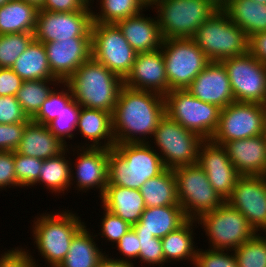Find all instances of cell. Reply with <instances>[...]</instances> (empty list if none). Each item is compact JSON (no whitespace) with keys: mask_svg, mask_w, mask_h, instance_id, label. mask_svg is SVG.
I'll list each match as a JSON object with an SVG mask.
<instances>
[{"mask_svg":"<svg viewBox=\"0 0 266 267\" xmlns=\"http://www.w3.org/2000/svg\"><path fill=\"white\" fill-rule=\"evenodd\" d=\"M151 7L156 9L163 39L193 38L218 10L207 0H158Z\"/></svg>","mask_w":266,"mask_h":267,"instance_id":"6","label":"cell"},{"mask_svg":"<svg viewBox=\"0 0 266 267\" xmlns=\"http://www.w3.org/2000/svg\"><path fill=\"white\" fill-rule=\"evenodd\" d=\"M109 254H104L100 261L98 262L97 267H135L134 263L118 260V258H112L108 256Z\"/></svg>","mask_w":266,"mask_h":267,"instance_id":"53","label":"cell"},{"mask_svg":"<svg viewBox=\"0 0 266 267\" xmlns=\"http://www.w3.org/2000/svg\"><path fill=\"white\" fill-rule=\"evenodd\" d=\"M11 69L23 80L56 79L50 69L45 46L33 40Z\"/></svg>","mask_w":266,"mask_h":267,"instance_id":"32","label":"cell"},{"mask_svg":"<svg viewBox=\"0 0 266 267\" xmlns=\"http://www.w3.org/2000/svg\"><path fill=\"white\" fill-rule=\"evenodd\" d=\"M76 131L80 132L81 137L85 138L83 140H86V143H84L83 146H73L75 148L91 147L112 149L116 144L113 134L112 113L107 111L81 106ZM87 141L91 143L89 142V144H87Z\"/></svg>","mask_w":266,"mask_h":267,"instance_id":"23","label":"cell"},{"mask_svg":"<svg viewBox=\"0 0 266 267\" xmlns=\"http://www.w3.org/2000/svg\"><path fill=\"white\" fill-rule=\"evenodd\" d=\"M202 225L212 249L234 251L257 232L246 217L226 201L213 211L206 212L197 219Z\"/></svg>","mask_w":266,"mask_h":267,"instance_id":"8","label":"cell"},{"mask_svg":"<svg viewBox=\"0 0 266 267\" xmlns=\"http://www.w3.org/2000/svg\"><path fill=\"white\" fill-rule=\"evenodd\" d=\"M30 121L15 96H0V124Z\"/></svg>","mask_w":266,"mask_h":267,"instance_id":"45","label":"cell"},{"mask_svg":"<svg viewBox=\"0 0 266 267\" xmlns=\"http://www.w3.org/2000/svg\"><path fill=\"white\" fill-rule=\"evenodd\" d=\"M72 146L71 144L73 156L75 155L74 151H77L75 152L77 153L75 159L77 161H75L74 166L71 159L70 185L76 184L73 188L77 187L78 191L85 193L89 189H99L100 195L98 197L101 198L108 184V149L91 147H78V149L76 147L75 149Z\"/></svg>","mask_w":266,"mask_h":267,"instance_id":"17","label":"cell"},{"mask_svg":"<svg viewBox=\"0 0 266 267\" xmlns=\"http://www.w3.org/2000/svg\"><path fill=\"white\" fill-rule=\"evenodd\" d=\"M226 252V253H225ZM230 250H220L209 248L197 250L193 263L194 267H239L234 253ZM230 254V255H229ZM233 254V255H232Z\"/></svg>","mask_w":266,"mask_h":267,"instance_id":"43","label":"cell"},{"mask_svg":"<svg viewBox=\"0 0 266 267\" xmlns=\"http://www.w3.org/2000/svg\"><path fill=\"white\" fill-rule=\"evenodd\" d=\"M226 202L258 233L266 231V176L240 175Z\"/></svg>","mask_w":266,"mask_h":267,"instance_id":"16","label":"cell"},{"mask_svg":"<svg viewBox=\"0 0 266 267\" xmlns=\"http://www.w3.org/2000/svg\"><path fill=\"white\" fill-rule=\"evenodd\" d=\"M82 107L114 112L123 80L92 56L65 82Z\"/></svg>","mask_w":266,"mask_h":267,"instance_id":"3","label":"cell"},{"mask_svg":"<svg viewBox=\"0 0 266 267\" xmlns=\"http://www.w3.org/2000/svg\"><path fill=\"white\" fill-rule=\"evenodd\" d=\"M100 200L104 208L132 226L139 221L146 208L139 190L117 185H107Z\"/></svg>","mask_w":266,"mask_h":267,"instance_id":"26","label":"cell"},{"mask_svg":"<svg viewBox=\"0 0 266 267\" xmlns=\"http://www.w3.org/2000/svg\"><path fill=\"white\" fill-rule=\"evenodd\" d=\"M61 90L55 88L49 94L48 98L41 105L38 113L31 119V121L48 125L51 121L58 117L66 105L73 99L71 89L65 82H61ZM64 88H63V86Z\"/></svg>","mask_w":266,"mask_h":267,"instance_id":"38","label":"cell"},{"mask_svg":"<svg viewBox=\"0 0 266 267\" xmlns=\"http://www.w3.org/2000/svg\"><path fill=\"white\" fill-rule=\"evenodd\" d=\"M161 50L170 90L186 89L211 62L192 38L163 39Z\"/></svg>","mask_w":266,"mask_h":267,"instance_id":"11","label":"cell"},{"mask_svg":"<svg viewBox=\"0 0 266 267\" xmlns=\"http://www.w3.org/2000/svg\"><path fill=\"white\" fill-rule=\"evenodd\" d=\"M22 82L11 68H0V96H15Z\"/></svg>","mask_w":266,"mask_h":267,"instance_id":"50","label":"cell"},{"mask_svg":"<svg viewBox=\"0 0 266 267\" xmlns=\"http://www.w3.org/2000/svg\"><path fill=\"white\" fill-rule=\"evenodd\" d=\"M196 223V219H188L177 230L170 232L161 239L166 264L167 262L174 264L187 260V263L190 261V264L193 265L198 250V246L193 241L196 234L193 228L197 226Z\"/></svg>","mask_w":266,"mask_h":267,"instance_id":"28","label":"cell"},{"mask_svg":"<svg viewBox=\"0 0 266 267\" xmlns=\"http://www.w3.org/2000/svg\"><path fill=\"white\" fill-rule=\"evenodd\" d=\"M218 10H223L230 0H207Z\"/></svg>","mask_w":266,"mask_h":267,"instance_id":"54","label":"cell"},{"mask_svg":"<svg viewBox=\"0 0 266 267\" xmlns=\"http://www.w3.org/2000/svg\"><path fill=\"white\" fill-rule=\"evenodd\" d=\"M253 1H255L257 3L259 2V3H263V4L265 3L266 4V0H253Z\"/></svg>","mask_w":266,"mask_h":267,"instance_id":"59","label":"cell"},{"mask_svg":"<svg viewBox=\"0 0 266 267\" xmlns=\"http://www.w3.org/2000/svg\"><path fill=\"white\" fill-rule=\"evenodd\" d=\"M90 228L83 226L73 237L65 259L58 267H97L100 258L105 254L94 241L98 235H91ZM97 245V246H96Z\"/></svg>","mask_w":266,"mask_h":267,"instance_id":"31","label":"cell"},{"mask_svg":"<svg viewBox=\"0 0 266 267\" xmlns=\"http://www.w3.org/2000/svg\"><path fill=\"white\" fill-rule=\"evenodd\" d=\"M70 146L67 147L62 153L56 157L43 160L42 167L39 170V178L34 186L39 183L46 186L49 192L58 194H65L64 192L71 188V159L68 158L67 153L70 155ZM66 154V155H65ZM68 158V159H67Z\"/></svg>","mask_w":266,"mask_h":267,"instance_id":"33","label":"cell"},{"mask_svg":"<svg viewBox=\"0 0 266 267\" xmlns=\"http://www.w3.org/2000/svg\"><path fill=\"white\" fill-rule=\"evenodd\" d=\"M34 39V32L0 35V68H11Z\"/></svg>","mask_w":266,"mask_h":267,"instance_id":"39","label":"cell"},{"mask_svg":"<svg viewBox=\"0 0 266 267\" xmlns=\"http://www.w3.org/2000/svg\"><path fill=\"white\" fill-rule=\"evenodd\" d=\"M123 85L131 89L156 92L163 96L170 92L162 50L137 53L131 71L123 80Z\"/></svg>","mask_w":266,"mask_h":267,"instance_id":"20","label":"cell"},{"mask_svg":"<svg viewBox=\"0 0 266 267\" xmlns=\"http://www.w3.org/2000/svg\"><path fill=\"white\" fill-rule=\"evenodd\" d=\"M98 2L99 11L97 13L92 10V22L116 23L135 16L145 9H151L142 0H99Z\"/></svg>","mask_w":266,"mask_h":267,"instance_id":"36","label":"cell"},{"mask_svg":"<svg viewBox=\"0 0 266 267\" xmlns=\"http://www.w3.org/2000/svg\"><path fill=\"white\" fill-rule=\"evenodd\" d=\"M66 148L67 146L50 132L48 126L30 121L25 126L16 151L25 156L45 160L58 156Z\"/></svg>","mask_w":266,"mask_h":267,"instance_id":"27","label":"cell"},{"mask_svg":"<svg viewBox=\"0 0 266 267\" xmlns=\"http://www.w3.org/2000/svg\"><path fill=\"white\" fill-rule=\"evenodd\" d=\"M256 233L233 253L239 267H266V236Z\"/></svg>","mask_w":266,"mask_h":267,"instance_id":"37","label":"cell"},{"mask_svg":"<svg viewBox=\"0 0 266 267\" xmlns=\"http://www.w3.org/2000/svg\"><path fill=\"white\" fill-rule=\"evenodd\" d=\"M187 220L181 205L146 207L132 229L136 235H153L162 239L170 232L177 230Z\"/></svg>","mask_w":266,"mask_h":267,"instance_id":"25","label":"cell"},{"mask_svg":"<svg viewBox=\"0 0 266 267\" xmlns=\"http://www.w3.org/2000/svg\"><path fill=\"white\" fill-rule=\"evenodd\" d=\"M101 208H103L102 210L105 212L103 211V216L101 217V229L98 235L101 236L100 238L104 237L105 240L107 239L106 242H111L112 245H114V243L116 244L120 238L132 228V225L119 216L114 215L102 205Z\"/></svg>","mask_w":266,"mask_h":267,"instance_id":"42","label":"cell"},{"mask_svg":"<svg viewBox=\"0 0 266 267\" xmlns=\"http://www.w3.org/2000/svg\"><path fill=\"white\" fill-rule=\"evenodd\" d=\"M39 9L22 0H11L0 7V35L34 32Z\"/></svg>","mask_w":266,"mask_h":267,"instance_id":"30","label":"cell"},{"mask_svg":"<svg viewBox=\"0 0 266 267\" xmlns=\"http://www.w3.org/2000/svg\"><path fill=\"white\" fill-rule=\"evenodd\" d=\"M197 164L204 170L215 191L226 199L240 176L223 145L203 140L198 149Z\"/></svg>","mask_w":266,"mask_h":267,"instance_id":"18","label":"cell"},{"mask_svg":"<svg viewBox=\"0 0 266 267\" xmlns=\"http://www.w3.org/2000/svg\"><path fill=\"white\" fill-rule=\"evenodd\" d=\"M91 56L122 80L131 71L136 51L115 23L92 22Z\"/></svg>","mask_w":266,"mask_h":267,"instance_id":"12","label":"cell"},{"mask_svg":"<svg viewBox=\"0 0 266 267\" xmlns=\"http://www.w3.org/2000/svg\"><path fill=\"white\" fill-rule=\"evenodd\" d=\"M165 114L163 95L123 85L112 114L115 143L149 142Z\"/></svg>","mask_w":266,"mask_h":267,"instance_id":"1","label":"cell"},{"mask_svg":"<svg viewBox=\"0 0 266 267\" xmlns=\"http://www.w3.org/2000/svg\"><path fill=\"white\" fill-rule=\"evenodd\" d=\"M80 109L81 106L72 99L58 117L47 125L50 132L67 147L70 146V144H67L68 142L66 139H73L75 136V132L73 131H76Z\"/></svg>","mask_w":266,"mask_h":267,"instance_id":"40","label":"cell"},{"mask_svg":"<svg viewBox=\"0 0 266 267\" xmlns=\"http://www.w3.org/2000/svg\"><path fill=\"white\" fill-rule=\"evenodd\" d=\"M139 191L146 207L180 205L173 169H165L158 176L148 179Z\"/></svg>","mask_w":266,"mask_h":267,"instance_id":"34","label":"cell"},{"mask_svg":"<svg viewBox=\"0 0 266 267\" xmlns=\"http://www.w3.org/2000/svg\"><path fill=\"white\" fill-rule=\"evenodd\" d=\"M86 4L82 0H45L40 10L50 12H73L82 10Z\"/></svg>","mask_w":266,"mask_h":267,"instance_id":"51","label":"cell"},{"mask_svg":"<svg viewBox=\"0 0 266 267\" xmlns=\"http://www.w3.org/2000/svg\"><path fill=\"white\" fill-rule=\"evenodd\" d=\"M265 133L266 118L263 104L233 102L220 110L218 128L211 140L224 145L228 141Z\"/></svg>","mask_w":266,"mask_h":267,"instance_id":"13","label":"cell"},{"mask_svg":"<svg viewBox=\"0 0 266 267\" xmlns=\"http://www.w3.org/2000/svg\"><path fill=\"white\" fill-rule=\"evenodd\" d=\"M211 62L249 52V37L223 10H217L192 38Z\"/></svg>","mask_w":266,"mask_h":267,"instance_id":"5","label":"cell"},{"mask_svg":"<svg viewBox=\"0 0 266 267\" xmlns=\"http://www.w3.org/2000/svg\"><path fill=\"white\" fill-rule=\"evenodd\" d=\"M223 146L239 175L266 176V133Z\"/></svg>","mask_w":266,"mask_h":267,"instance_id":"22","label":"cell"},{"mask_svg":"<svg viewBox=\"0 0 266 267\" xmlns=\"http://www.w3.org/2000/svg\"><path fill=\"white\" fill-rule=\"evenodd\" d=\"M249 52L260 62L266 64V31L249 37Z\"/></svg>","mask_w":266,"mask_h":267,"instance_id":"52","label":"cell"},{"mask_svg":"<svg viewBox=\"0 0 266 267\" xmlns=\"http://www.w3.org/2000/svg\"><path fill=\"white\" fill-rule=\"evenodd\" d=\"M35 217L32 221L35 247L48 267H58L68 253L73 237L86 223L68 209L50 214L43 212Z\"/></svg>","mask_w":266,"mask_h":267,"instance_id":"4","label":"cell"},{"mask_svg":"<svg viewBox=\"0 0 266 267\" xmlns=\"http://www.w3.org/2000/svg\"><path fill=\"white\" fill-rule=\"evenodd\" d=\"M92 7L73 12L38 11L35 40L47 43L72 38H91Z\"/></svg>","mask_w":266,"mask_h":267,"instance_id":"15","label":"cell"},{"mask_svg":"<svg viewBox=\"0 0 266 267\" xmlns=\"http://www.w3.org/2000/svg\"><path fill=\"white\" fill-rule=\"evenodd\" d=\"M87 6L93 7L94 0H82ZM92 3V4H91Z\"/></svg>","mask_w":266,"mask_h":267,"instance_id":"57","label":"cell"},{"mask_svg":"<svg viewBox=\"0 0 266 267\" xmlns=\"http://www.w3.org/2000/svg\"><path fill=\"white\" fill-rule=\"evenodd\" d=\"M115 24L136 53L161 49L163 37L156 16H145L142 11Z\"/></svg>","mask_w":266,"mask_h":267,"instance_id":"24","label":"cell"},{"mask_svg":"<svg viewBox=\"0 0 266 267\" xmlns=\"http://www.w3.org/2000/svg\"><path fill=\"white\" fill-rule=\"evenodd\" d=\"M15 186L14 151H0V189H13Z\"/></svg>","mask_w":266,"mask_h":267,"instance_id":"49","label":"cell"},{"mask_svg":"<svg viewBox=\"0 0 266 267\" xmlns=\"http://www.w3.org/2000/svg\"><path fill=\"white\" fill-rule=\"evenodd\" d=\"M116 143L108 149V184L139 190L166 168L151 142ZM154 148V149H153Z\"/></svg>","mask_w":266,"mask_h":267,"instance_id":"2","label":"cell"},{"mask_svg":"<svg viewBox=\"0 0 266 267\" xmlns=\"http://www.w3.org/2000/svg\"><path fill=\"white\" fill-rule=\"evenodd\" d=\"M265 109V118H266V102L263 104Z\"/></svg>","mask_w":266,"mask_h":267,"instance_id":"60","label":"cell"},{"mask_svg":"<svg viewBox=\"0 0 266 267\" xmlns=\"http://www.w3.org/2000/svg\"><path fill=\"white\" fill-rule=\"evenodd\" d=\"M28 123L0 124V151H16Z\"/></svg>","mask_w":266,"mask_h":267,"instance_id":"46","label":"cell"},{"mask_svg":"<svg viewBox=\"0 0 266 267\" xmlns=\"http://www.w3.org/2000/svg\"><path fill=\"white\" fill-rule=\"evenodd\" d=\"M179 204L188 219H198L220 207L225 200L210 184L204 170L196 163L173 169Z\"/></svg>","mask_w":266,"mask_h":267,"instance_id":"9","label":"cell"},{"mask_svg":"<svg viewBox=\"0 0 266 267\" xmlns=\"http://www.w3.org/2000/svg\"><path fill=\"white\" fill-rule=\"evenodd\" d=\"M227 70L235 102H266V64L250 52L221 61Z\"/></svg>","mask_w":266,"mask_h":267,"instance_id":"14","label":"cell"},{"mask_svg":"<svg viewBox=\"0 0 266 267\" xmlns=\"http://www.w3.org/2000/svg\"><path fill=\"white\" fill-rule=\"evenodd\" d=\"M165 113L202 139H211L219 124L220 108L194 97L186 89H174L165 96Z\"/></svg>","mask_w":266,"mask_h":267,"instance_id":"7","label":"cell"},{"mask_svg":"<svg viewBox=\"0 0 266 267\" xmlns=\"http://www.w3.org/2000/svg\"><path fill=\"white\" fill-rule=\"evenodd\" d=\"M223 11L248 37L266 31V4L253 0H230Z\"/></svg>","mask_w":266,"mask_h":267,"instance_id":"29","label":"cell"},{"mask_svg":"<svg viewBox=\"0 0 266 267\" xmlns=\"http://www.w3.org/2000/svg\"><path fill=\"white\" fill-rule=\"evenodd\" d=\"M43 160L36 157H29L14 151V166L17 187H34L39 178Z\"/></svg>","mask_w":266,"mask_h":267,"instance_id":"41","label":"cell"},{"mask_svg":"<svg viewBox=\"0 0 266 267\" xmlns=\"http://www.w3.org/2000/svg\"><path fill=\"white\" fill-rule=\"evenodd\" d=\"M22 1H25L26 3L29 4H33L38 9H41L45 0H22Z\"/></svg>","mask_w":266,"mask_h":267,"instance_id":"55","label":"cell"},{"mask_svg":"<svg viewBox=\"0 0 266 267\" xmlns=\"http://www.w3.org/2000/svg\"><path fill=\"white\" fill-rule=\"evenodd\" d=\"M140 243L139 260L140 263L149 264L148 266H165V258L160 238L153 235H137Z\"/></svg>","mask_w":266,"mask_h":267,"instance_id":"44","label":"cell"},{"mask_svg":"<svg viewBox=\"0 0 266 267\" xmlns=\"http://www.w3.org/2000/svg\"><path fill=\"white\" fill-rule=\"evenodd\" d=\"M25 249L19 246L0 254V267H40L27 247Z\"/></svg>","mask_w":266,"mask_h":267,"instance_id":"47","label":"cell"},{"mask_svg":"<svg viewBox=\"0 0 266 267\" xmlns=\"http://www.w3.org/2000/svg\"><path fill=\"white\" fill-rule=\"evenodd\" d=\"M142 1L147 5V7H151L158 0H142Z\"/></svg>","mask_w":266,"mask_h":267,"instance_id":"56","label":"cell"},{"mask_svg":"<svg viewBox=\"0 0 266 267\" xmlns=\"http://www.w3.org/2000/svg\"><path fill=\"white\" fill-rule=\"evenodd\" d=\"M151 145L158 148L164 167L174 169L179 166L197 163L198 149L202 139L197 133L185 129L166 114L154 131Z\"/></svg>","mask_w":266,"mask_h":267,"instance_id":"10","label":"cell"},{"mask_svg":"<svg viewBox=\"0 0 266 267\" xmlns=\"http://www.w3.org/2000/svg\"><path fill=\"white\" fill-rule=\"evenodd\" d=\"M60 83L58 79H40L22 82L15 97L29 119H32L38 113L43 102L48 98L56 85L60 87ZM50 85H55V87H50Z\"/></svg>","mask_w":266,"mask_h":267,"instance_id":"35","label":"cell"},{"mask_svg":"<svg viewBox=\"0 0 266 267\" xmlns=\"http://www.w3.org/2000/svg\"><path fill=\"white\" fill-rule=\"evenodd\" d=\"M186 90L197 99L220 109L235 102L227 70L221 62H210Z\"/></svg>","mask_w":266,"mask_h":267,"instance_id":"21","label":"cell"},{"mask_svg":"<svg viewBox=\"0 0 266 267\" xmlns=\"http://www.w3.org/2000/svg\"><path fill=\"white\" fill-rule=\"evenodd\" d=\"M9 1H11V0H0V7L4 6Z\"/></svg>","mask_w":266,"mask_h":267,"instance_id":"58","label":"cell"},{"mask_svg":"<svg viewBox=\"0 0 266 267\" xmlns=\"http://www.w3.org/2000/svg\"><path fill=\"white\" fill-rule=\"evenodd\" d=\"M115 247H117L116 249L121 253L120 256H124L120 257L118 260L134 263L133 261H136L139 258V238L132 228L120 238ZM133 258L134 260L132 261Z\"/></svg>","mask_w":266,"mask_h":267,"instance_id":"48","label":"cell"},{"mask_svg":"<svg viewBox=\"0 0 266 267\" xmlns=\"http://www.w3.org/2000/svg\"><path fill=\"white\" fill-rule=\"evenodd\" d=\"M53 76L66 82L92 54L91 38L43 43Z\"/></svg>","mask_w":266,"mask_h":267,"instance_id":"19","label":"cell"}]
</instances>
